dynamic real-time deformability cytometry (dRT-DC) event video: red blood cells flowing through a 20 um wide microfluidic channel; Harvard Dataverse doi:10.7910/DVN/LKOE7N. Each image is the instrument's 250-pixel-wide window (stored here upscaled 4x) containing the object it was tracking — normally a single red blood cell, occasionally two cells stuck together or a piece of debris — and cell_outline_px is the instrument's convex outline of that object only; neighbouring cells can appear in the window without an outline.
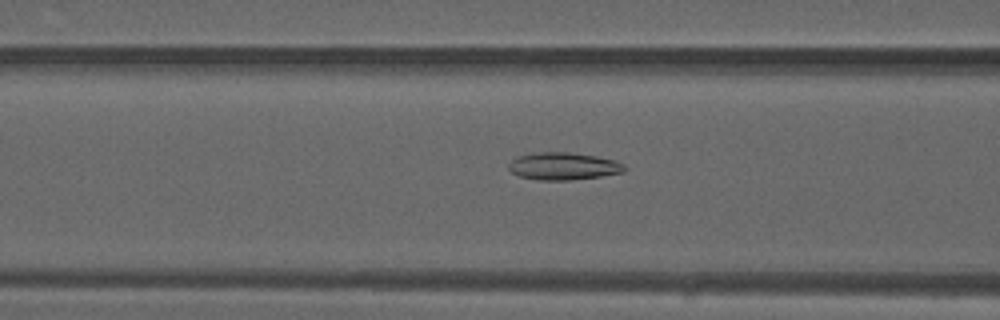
{"species": "common noctule bat (a hibernating species)", "species_latin": "Nyctalus noctula", "temperature_condition": "warm", "stored_images_in_passage": 43, "camera_frame_rate_fps": 3000, "um_per_image_px": 0.085, "animal": {"sex": "male", "forearm_length_mm": 52.5}, "frame": {"image": 1, "passage_image": 13, "time_ms": 4.0, "image_size_px": [1000, 320], "cell_outline_px": [[628, 168], [624, 172], [600, 176], [572, 180], [536, 180], [520, 176], [512, 172], [508, 168], [508, 164], [516, 156], [540, 152], [568, 152], [596, 156], [616, 160], [624, 164]], "centroid_in_image_um": [47.91, 14.12], "position_along_channel_um": 118.7, "area_um2": 18.61}}
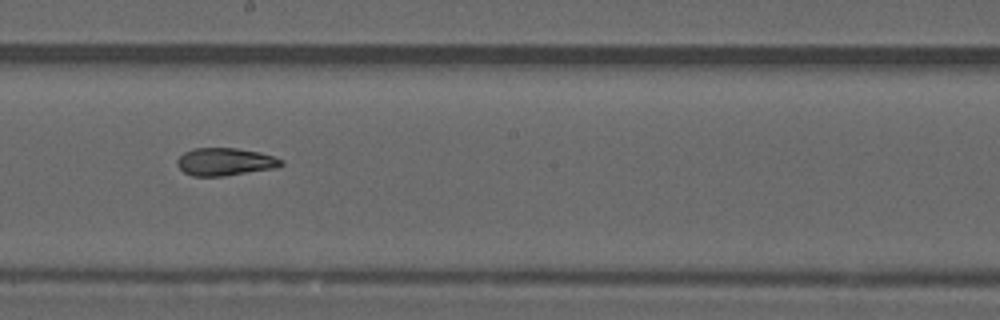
{"frame": {"image": 2, "passage_image": 21, "time_ms": 6.667, "image_size_px": [1000, 320], "cell_outline_px": [[284, 164], [276, 168], [224, 176], [192, 176], [184, 172], [176, 164], [176, 160], [184, 152], [192, 148], [236, 148], [260, 152], [284, 160]], "centroid_in_image_um": [19.13, 13.75], "position_along_channel_um": 229.1, "area_um2": 16.88}}
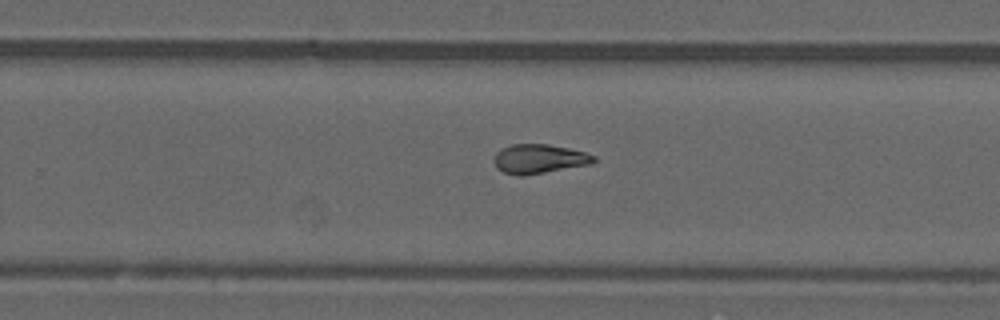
{"frame": {"image": 3, "passage_image": 25, "time_ms": 8.0, "image_size_px": [1000, 320], "cell_outline_px": [[596, 160], [592, 164], [524, 176], [520, 176], [504, 172], [496, 168], [492, 160], [496, 152], [500, 148], [512, 144], [548, 144], [568, 148], [584, 152], [596, 156]], "centroid_in_image_um": [45.8, 13.5], "position_along_channel_um": 284.0, "area_um2": 17.22}, "authors_computed_cell_mechanics": {"area_um2": 17.2822, "velocity_mm_per_s": 4.1488, "shape_relaxation_time_tau1_ms": null, "shape_relaxation_time_tau2_ms": 3.2115, "deformation_change_tau1": null, "deformation_change_tau2": 0.1045}}